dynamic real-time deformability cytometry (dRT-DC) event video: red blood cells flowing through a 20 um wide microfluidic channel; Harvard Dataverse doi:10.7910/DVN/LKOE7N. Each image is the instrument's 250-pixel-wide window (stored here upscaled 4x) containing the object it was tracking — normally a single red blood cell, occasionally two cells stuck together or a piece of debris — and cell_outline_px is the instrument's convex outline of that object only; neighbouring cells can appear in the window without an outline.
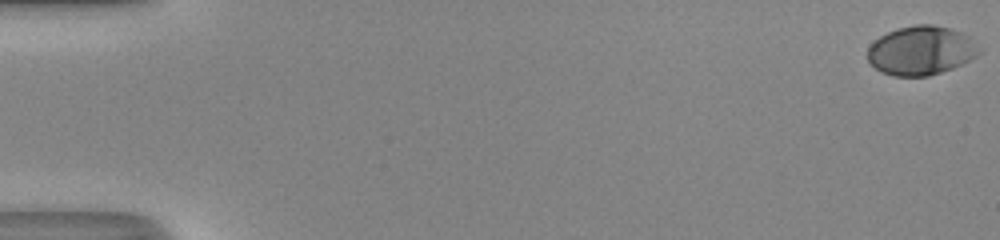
{"species": "human", "species_latin": "Homo sapiens", "temperature_condition": "room temperature", "stored_images_in_passage": 52, "camera_frame_rate_fps": 3000, "um_per_image_px": 0.085, "donor": {"sex": "male"}, "frame": {"image": 1, "passage_image": 1, "time_ms": 0.0, "image_size_px": [1000, 240], "cell_outline_px": [[980, 52], [976, 56], [952, 68], [928, 76], [892, 76], [880, 72], [868, 60], [868, 48], [880, 36], [896, 28], [916, 24], [932, 24], [948, 28], [960, 32], [968, 36]], "centroid_in_image_um": [78.24, 4.3], "position_along_channel_um": 6.8, "area_um2": 31.44}}
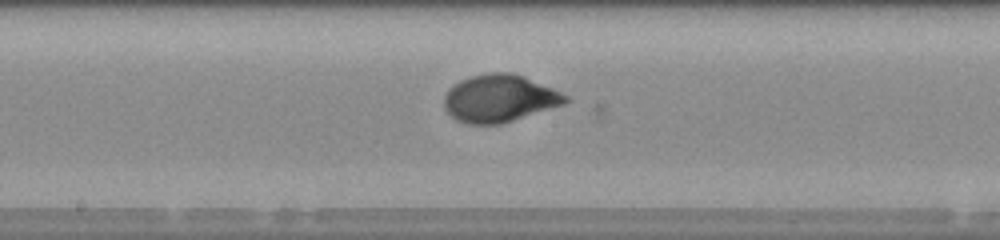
{"frame": {"image": 2, "passage_image": 29, "time_ms": 9.333, "image_size_px": [1000, 240], "cell_outline_px": [[572, 100], [564, 104], [500, 124], [468, 124], [456, 120], [444, 108], [444, 96], [448, 88], [452, 84], [460, 80], [472, 76], [492, 72], [512, 72], [524, 76], [552, 88], [568, 96]], "centroid_in_image_um": [42.44, 8.35], "position_along_channel_um": 205.8, "area_um2": 33.52}}
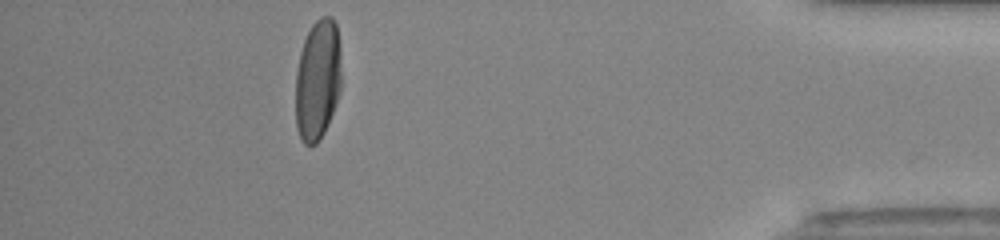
{"frame": {"image": 3, "passage_image": 47, "time_ms": 15.333, "image_size_px": [1000, 240], "cell_outline_px": [[340, 92], [328, 124], [324, 132], [316, 144], [304, 144], [300, 140], [296, 128], [296, 72], [300, 52], [304, 40], [312, 24], [320, 16], [332, 16], [336, 24], [340, 44]], "centroid_in_image_um": [27.0, 6.77], "position_along_channel_um": 408.2, "area_um2": 32.43}, "authors_computed_cell_mechanics": {"area_um2": 32.4547, "velocity_mm_per_s": 4.2016, "shape_relaxation_time_tau1_ms": 3.0545, "shape_relaxation_time_tau2_ms": null, "deformation_change_tau1": 0.1771, "deformation_change_tau2": null}}